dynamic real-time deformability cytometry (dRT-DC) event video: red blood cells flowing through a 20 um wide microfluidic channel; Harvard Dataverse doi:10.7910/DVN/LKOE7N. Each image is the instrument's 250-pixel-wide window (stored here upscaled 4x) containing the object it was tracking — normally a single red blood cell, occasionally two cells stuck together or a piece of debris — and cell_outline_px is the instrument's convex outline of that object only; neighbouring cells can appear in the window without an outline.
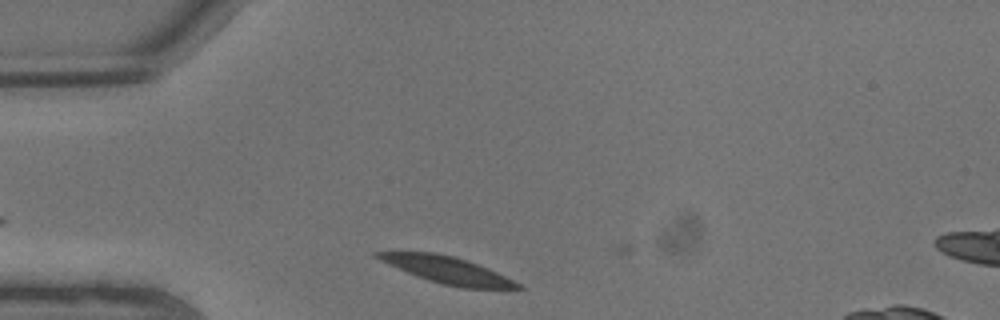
{"species": "common noctule bat (a hibernating species)", "species_latin": "Nyctalus noctula", "temperature_condition": "warm", "stored_images_in_passage": 6, "camera_frame_rate_fps": 3000, "um_per_image_px": 0.085, "animal": {"sex": "male", "body_mass_g": 13.3}, "frame": {"image": 1, "passage_image": 5, "time_ms": 1.333, "image_size_px": [1000, 320], "cell_outline_px": [[524, 288], [464, 288], [444, 284], [428, 280], [416, 276], [388, 264], [372, 256], [372, 252], [436, 252], [468, 260], [488, 268], [520, 284]], "centroid_in_image_um": [37.96, 22.93], "position_along_channel_um": 47.0, "area_um2": 21.62}}